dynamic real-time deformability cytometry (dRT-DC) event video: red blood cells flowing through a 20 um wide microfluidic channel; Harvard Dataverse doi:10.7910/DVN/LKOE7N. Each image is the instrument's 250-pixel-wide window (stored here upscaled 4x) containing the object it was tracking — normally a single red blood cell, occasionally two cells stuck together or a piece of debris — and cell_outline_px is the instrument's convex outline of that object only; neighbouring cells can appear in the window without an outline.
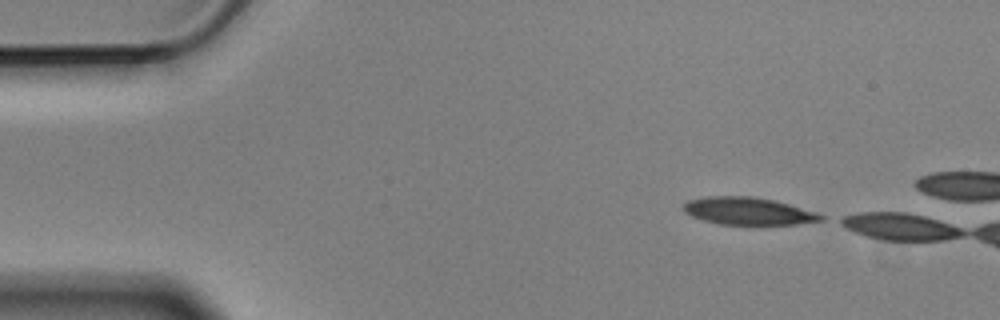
{"species": "Egyptian fruit bat (a non-hibernating species)", "species_latin": "Rousettus aegyptiacus", "temperature_condition": "cold", "stored_images_in_passage": 2, "camera_frame_rate_fps": 3000, "um_per_image_px": 0.085, "animal": {"sex": "male"}, "frame": {"image": 1, "passage_image": 1, "time_ms": 0.0, "image_size_px": [1000, 320], "cell_outline_px": [[824, 220], [796, 224], [720, 224], [704, 220], [692, 216], [684, 212], [684, 204], [688, 200], [708, 196], [748, 196], [772, 200], [788, 204], [816, 212], [824, 216]], "centroid_in_image_um": [63.58, 17.94], "position_along_channel_um": 21.4, "area_um2": 21.62}}